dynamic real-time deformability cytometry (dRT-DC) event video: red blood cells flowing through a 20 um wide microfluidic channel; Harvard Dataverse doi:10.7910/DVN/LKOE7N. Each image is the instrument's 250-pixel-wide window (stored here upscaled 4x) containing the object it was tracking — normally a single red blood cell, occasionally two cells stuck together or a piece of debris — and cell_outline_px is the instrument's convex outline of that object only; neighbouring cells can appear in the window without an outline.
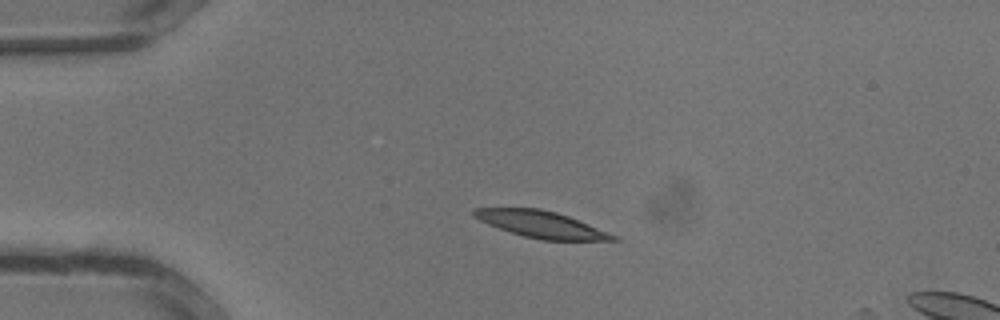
{"species": "common noctule bat (a hibernating species)", "species_latin": "Nyctalus noctula", "temperature_condition": "warm", "stored_images_in_passage": 9, "camera_frame_rate_fps": 3000, "um_per_image_px": 0.085, "animal": {"sex": "male", "body_mass_g": 13.3}, "frame": {"image": 1, "passage_image": 6, "time_ms": 1.667, "image_size_px": [1000, 320], "cell_outline_px": [[620, 240], [544, 240], [524, 236], [488, 224], [472, 216], [472, 212], [476, 208], [540, 208], [556, 212], [568, 216], [616, 236]], "centroid_in_image_um": [45.96, 19.06], "position_along_channel_um": 39.0, "area_um2": 21.1}}